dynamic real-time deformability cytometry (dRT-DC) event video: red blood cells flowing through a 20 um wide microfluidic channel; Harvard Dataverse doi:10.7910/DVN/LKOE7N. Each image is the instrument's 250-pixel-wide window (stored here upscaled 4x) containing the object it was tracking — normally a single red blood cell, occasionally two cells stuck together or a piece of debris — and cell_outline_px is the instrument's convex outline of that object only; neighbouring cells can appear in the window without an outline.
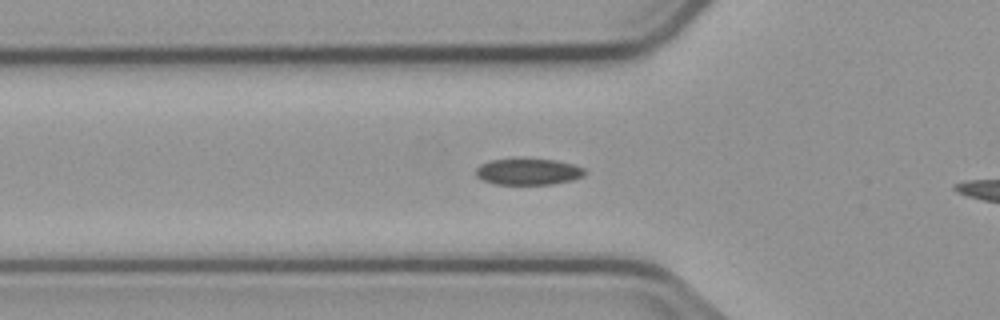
{"species": "common noctule bat (a hibernating species)", "species_latin": "Nyctalus noctula", "temperature_condition": "cold", "stored_images_in_passage": 42, "camera_frame_rate_fps": 3000, "um_per_image_px": 0.085, "animal": {"sex": "male", "body_mass_g": 23.1, "forearm_length_mm": 52.7}, "frame": {"image": 1, "passage_image": 12, "time_ms": 3.667, "image_size_px": [1000, 320], "cell_outline_px": [[584, 176], [572, 180], [552, 184], [496, 184], [484, 180], [476, 176], [476, 168], [480, 164], [492, 160], [556, 160], [572, 164], [584, 168]], "centroid_in_image_um": [44.91, 14.61], "position_along_channel_um": 80.9, "area_um2": 16.3}}
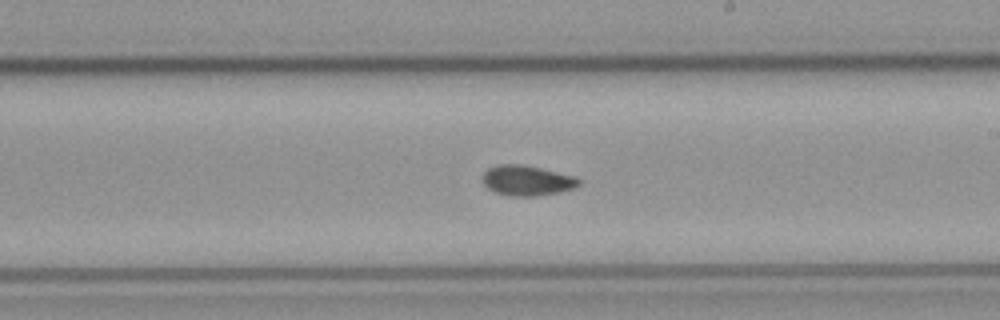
{"frame": {"image": 2, "passage_image": 25, "time_ms": 8.0, "image_size_px": [1000, 320], "cell_outline_px": [[580, 184], [572, 188], [560, 192], [536, 196], [512, 196], [496, 192], [488, 188], [484, 184], [484, 172], [488, 168], [496, 164], [520, 164], [540, 168], [572, 176], [580, 180]], "centroid_in_image_um": [44.77, 15.34], "position_along_channel_um": 244.2, "area_um2": 16.65}}
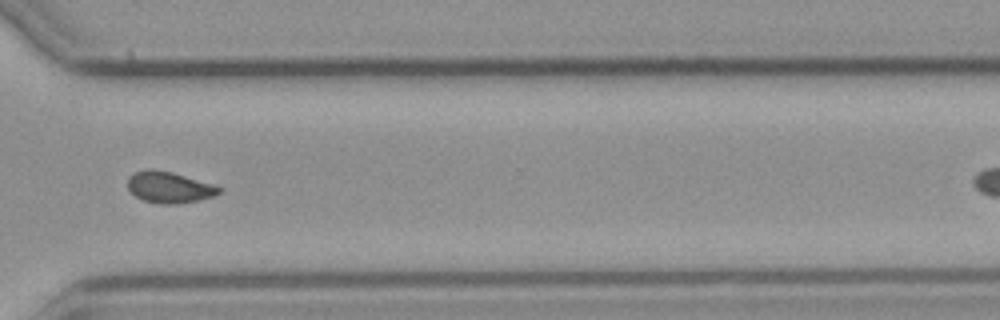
{"frame": {"image": 3, "passage_image": 34, "time_ms": 11.0, "image_size_px": [1000, 320], "cell_outline_px": [[224, 192], [200, 200], [176, 204], [160, 204], [144, 200], [136, 196], [128, 188], [128, 180], [136, 172], [148, 168], [172, 172], [212, 184], [224, 188]], "centroid_in_image_um": [14.44, 15.93], "position_along_channel_um": 356.2, "area_um2": 16.53}}